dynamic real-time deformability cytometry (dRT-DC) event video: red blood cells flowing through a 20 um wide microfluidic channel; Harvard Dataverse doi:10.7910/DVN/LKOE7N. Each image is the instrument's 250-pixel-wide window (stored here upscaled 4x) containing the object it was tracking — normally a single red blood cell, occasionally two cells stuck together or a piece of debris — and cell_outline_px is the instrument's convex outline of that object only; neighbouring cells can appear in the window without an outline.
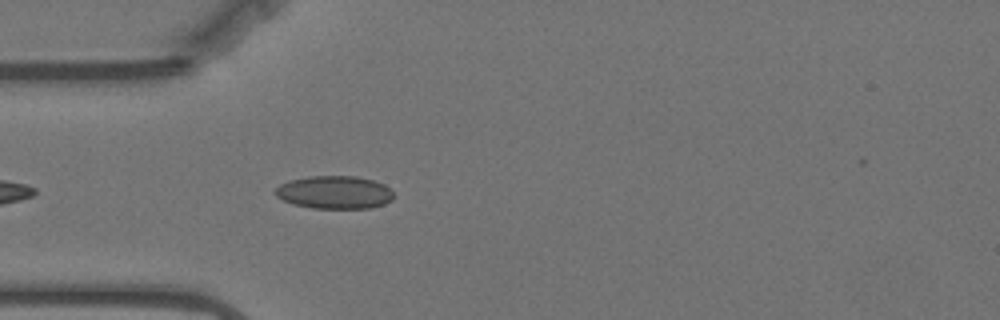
{"species": "Egyptian fruit bat (a non-hibernating species)", "species_latin": "Rousettus aegyptiacus", "temperature_condition": "warm", "stored_images_in_passage": 16, "camera_frame_rate_fps": 3000, "um_per_image_px": 0.085, "animal": {"sex": "female"}, "frame": {"image": 1, "passage_image": 5, "time_ms": 1.333, "image_size_px": [1000, 320], "cell_outline_px": [[392, 200], [384, 204], [368, 208], [312, 208], [292, 204], [276, 196], [272, 192], [280, 184], [292, 180], [308, 176], [356, 176], [372, 180], [384, 184], [392, 192]], "centroid_in_image_um": [28.4, 16.35], "position_along_channel_um": 56.6, "area_um2": 22.66}}
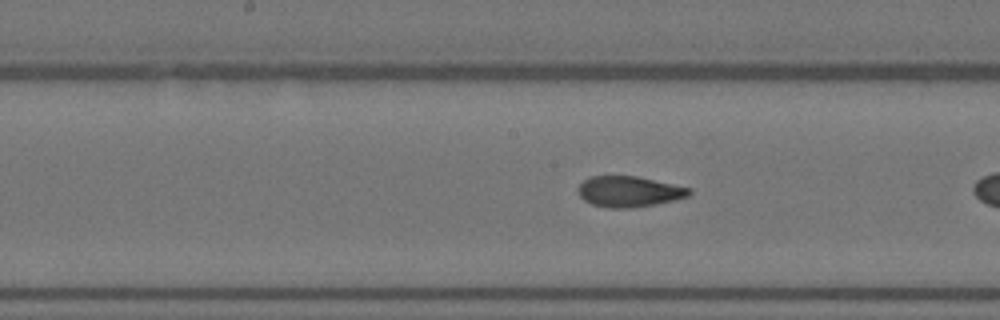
{"frame": {"image": 2, "passage_image": 14, "time_ms": 4.333, "image_size_px": [1000, 320], "cell_outline_px": [[692, 192], [688, 196], [656, 204], [636, 208], [608, 208], [592, 204], [584, 200], [580, 196], [580, 184], [584, 180], [592, 176], [636, 176], [692, 188]], "centroid_in_image_um": [53.49, 16.29], "position_along_channel_um": 194.7, "area_um2": 19.77}}